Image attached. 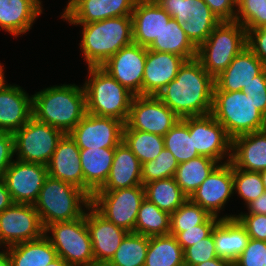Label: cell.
<instances>
[{"instance_id": "obj_58", "label": "cell", "mask_w": 266, "mask_h": 266, "mask_svg": "<svg viewBox=\"0 0 266 266\" xmlns=\"http://www.w3.org/2000/svg\"><path fill=\"white\" fill-rule=\"evenodd\" d=\"M4 66L0 63V88L6 83L5 76H4Z\"/></svg>"}, {"instance_id": "obj_39", "label": "cell", "mask_w": 266, "mask_h": 266, "mask_svg": "<svg viewBox=\"0 0 266 266\" xmlns=\"http://www.w3.org/2000/svg\"><path fill=\"white\" fill-rule=\"evenodd\" d=\"M163 138L164 147L174 155L179 164L200 156L194 147L193 135H190L188 125L181 118Z\"/></svg>"}, {"instance_id": "obj_33", "label": "cell", "mask_w": 266, "mask_h": 266, "mask_svg": "<svg viewBox=\"0 0 266 266\" xmlns=\"http://www.w3.org/2000/svg\"><path fill=\"white\" fill-rule=\"evenodd\" d=\"M218 164L216 160L206 156H198L180 163L174 175L175 181L190 197Z\"/></svg>"}, {"instance_id": "obj_51", "label": "cell", "mask_w": 266, "mask_h": 266, "mask_svg": "<svg viewBox=\"0 0 266 266\" xmlns=\"http://www.w3.org/2000/svg\"><path fill=\"white\" fill-rule=\"evenodd\" d=\"M14 135L0 132V178H3L6 169L14 161Z\"/></svg>"}, {"instance_id": "obj_60", "label": "cell", "mask_w": 266, "mask_h": 266, "mask_svg": "<svg viewBox=\"0 0 266 266\" xmlns=\"http://www.w3.org/2000/svg\"><path fill=\"white\" fill-rule=\"evenodd\" d=\"M179 266H191V265L186 264V263H183V264H181V265H179Z\"/></svg>"}, {"instance_id": "obj_19", "label": "cell", "mask_w": 266, "mask_h": 266, "mask_svg": "<svg viewBox=\"0 0 266 266\" xmlns=\"http://www.w3.org/2000/svg\"><path fill=\"white\" fill-rule=\"evenodd\" d=\"M86 225L95 265H106L129 232L105 219L91 205L86 209Z\"/></svg>"}, {"instance_id": "obj_9", "label": "cell", "mask_w": 266, "mask_h": 266, "mask_svg": "<svg viewBox=\"0 0 266 266\" xmlns=\"http://www.w3.org/2000/svg\"><path fill=\"white\" fill-rule=\"evenodd\" d=\"M144 198V185L110 191H96L91 196V206L116 226L135 233L138 211Z\"/></svg>"}, {"instance_id": "obj_20", "label": "cell", "mask_w": 266, "mask_h": 266, "mask_svg": "<svg viewBox=\"0 0 266 266\" xmlns=\"http://www.w3.org/2000/svg\"><path fill=\"white\" fill-rule=\"evenodd\" d=\"M33 116L32 95L19 85L0 88V132L14 134Z\"/></svg>"}, {"instance_id": "obj_45", "label": "cell", "mask_w": 266, "mask_h": 266, "mask_svg": "<svg viewBox=\"0 0 266 266\" xmlns=\"http://www.w3.org/2000/svg\"><path fill=\"white\" fill-rule=\"evenodd\" d=\"M215 241L212 233L195 245L189 246L184 250V263L195 266L207 260L217 258Z\"/></svg>"}, {"instance_id": "obj_11", "label": "cell", "mask_w": 266, "mask_h": 266, "mask_svg": "<svg viewBox=\"0 0 266 266\" xmlns=\"http://www.w3.org/2000/svg\"><path fill=\"white\" fill-rule=\"evenodd\" d=\"M181 119L188 125L194 147L200 156L209 157L219 164L230 161L232 139L211 114Z\"/></svg>"}, {"instance_id": "obj_17", "label": "cell", "mask_w": 266, "mask_h": 266, "mask_svg": "<svg viewBox=\"0 0 266 266\" xmlns=\"http://www.w3.org/2000/svg\"><path fill=\"white\" fill-rule=\"evenodd\" d=\"M147 48L132 43L121 48L101 67L135 96L142 95Z\"/></svg>"}, {"instance_id": "obj_41", "label": "cell", "mask_w": 266, "mask_h": 266, "mask_svg": "<svg viewBox=\"0 0 266 266\" xmlns=\"http://www.w3.org/2000/svg\"><path fill=\"white\" fill-rule=\"evenodd\" d=\"M233 186L234 193L243 199L246 206L266 191L260 172L242 170L234 166Z\"/></svg>"}, {"instance_id": "obj_47", "label": "cell", "mask_w": 266, "mask_h": 266, "mask_svg": "<svg viewBox=\"0 0 266 266\" xmlns=\"http://www.w3.org/2000/svg\"><path fill=\"white\" fill-rule=\"evenodd\" d=\"M266 260V241L249 239L241 255L234 261L237 266H264Z\"/></svg>"}, {"instance_id": "obj_31", "label": "cell", "mask_w": 266, "mask_h": 266, "mask_svg": "<svg viewBox=\"0 0 266 266\" xmlns=\"http://www.w3.org/2000/svg\"><path fill=\"white\" fill-rule=\"evenodd\" d=\"M158 52L172 53L186 60L196 58L197 47L190 41L181 24L174 18L165 23L160 35L147 48Z\"/></svg>"}, {"instance_id": "obj_55", "label": "cell", "mask_w": 266, "mask_h": 266, "mask_svg": "<svg viewBox=\"0 0 266 266\" xmlns=\"http://www.w3.org/2000/svg\"><path fill=\"white\" fill-rule=\"evenodd\" d=\"M234 262L224 258H214L212 260H207L195 266H231Z\"/></svg>"}, {"instance_id": "obj_53", "label": "cell", "mask_w": 266, "mask_h": 266, "mask_svg": "<svg viewBox=\"0 0 266 266\" xmlns=\"http://www.w3.org/2000/svg\"><path fill=\"white\" fill-rule=\"evenodd\" d=\"M246 207L248 212H241L240 214L266 215V191L256 200H253L251 203H249Z\"/></svg>"}, {"instance_id": "obj_48", "label": "cell", "mask_w": 266, "mask_h": 266, "mask_svg": "<svg viewBox=\"0 0 266 266\" xmlns=\"http://www.w3.org/2000/svg\"><path fill=\"white\" fill-rule=\"evenodd\" d=\"M256 108L266 116V68L242 88Z\"/></svg>"}, {"instance_id": "obj_16", "label": "cell", "mask_w": 266, "mask_h": 266, "mask_svg": "<svg viewBox=\"0 0 266 266\" xmlns=\"http://www.w3.org/2000/svg\"><path fill=\"white\" fill-rule=\"evenodd\" d=\"M233 194V165L229 161L218 164L189 199L210 215L219 217Z\"/></svg>"}, {"instance_id": "obj_18", "label": "cell", "mask_w": 266, "mask_h": 266, "mask_svg": "<svg viewBox=\"0 0 266 266\" xmlns=\"http://www.w3.org/2000/svg\"><path fill=\"white\" fill-rule=\"evenodd\" d=\"M137 0H68L61 18L69 24H87L112 17L131 16Z\"/></svg>"}, {"instance_id": "obj_52", "label": "cell", "mask_w": 266, "mask_h": 266, "mask_svg": "<svg viewBox=\"0 0 266 266\" xmlns=\"http://www.w3.org/2000/svg\"><path fill=\"white\" fill-rule=\"evenodd\" d=\"M221 21H235L237 0H204Z\"/></svg>"}, {"instance_id": "obj_25", "label": "cell", "mask_w": 266, "mask_h": 266, "mask_svg": "<svg viewBox=\"0 0 266 266\" xmlns=\"http://www.w3.org/2000/svg\"><path fill=\"white\" fill-rule=\"evenodd\" d=\"M230 163L242 170H266V129L232 139Z\"/></svg>"}, {"instance_id": "obj_40", "label": "cell", "mask_w": 266, "mask_h": 266, "mask_svg": "<svg viewBox=\"0 0 266 266\" xmlns=\"http://www.w3.org/2000/svg\"><path fill=\"white\" fill-rule=\"evenodd\" d=\"M210 214L189 198L173 213L170 214V235L183 232V228H197Z\"/></svg>"}, {"instance_id": "obj_37", "label": "cell", "mask_w": 266, "mask_h": 266, "mask_svg": "<svg viewBox=\"0 0 266 266\" xmlns=\"http://www.w3.org/2000/svg\"><path fill=\"white\" fill-rule=\"evenodd\" d=\"M149 237L129 232L115 251L107 266H144Z\"/></svg>"}, {"instance_id": "obj_46", "label": "cell", "mask_w": 266, "mask_h": 266, "mask_svg": "<svg viewBox=\"0 0 266 266\" xmlns=\"http://www.w3.org/2000/svg\"><path fill=\"white\" fill-rule=\"evenodd\" d=\"M156 4L164 9L171 18L180 24L191 19L192 13L197 10V0H154Z\"/></svg>"}, {"instance_id": "obj_26", "label": "cell", "mask_w": 266, "mask_h": 266, "mask_svg": "<svg viewBox=\"0 0 266 266\" xmlns=\"http://www.w3.org/2000/svg\"><path fill=\"white\" fill-rule=\"evenodd\" d=\"M42 0H0V29L19 37L43 13Z\"/></svg>"}, {"instance_id": "obj_43", "label": "cell", "mask_w": 266, "mask_h": 266, "mask_svg": "<svg viewBox=\"0 0 266 266\" xmlns=\"http://www.w3.org/2000/svg\"><path fill=\"white\" fill-rule=\"evenodd\" d=\"M235 21L246 30L266 26V0H237Z\"/></svg>"}, {"instance_id": "obj_12", "label": "cell", "mask_w": 266, "mask_h": 266, "mask_svg": "<svg viewBox=\"0 0 266 266\" xmlns=\"http://www.w3.org/2000/svg\"><path fill=\"white\" fill-rule=\"evenodd\" d=\"M44 230L34 205L13 203L0 213V248L39 239Z\"/></svg>"}, {"instance_id": "obj_21", "label": "cell", "mask_w": 266, "mask_h": 266, "mask_svg": "<svg viewBox=\"0 0 266 266\" xmlns=\"http://www.w3.org/2000/svg\"><path fill=\"white\" fill-rule=\"evenodd\" d=\"M185 61L184 57L172 53L147 49L142 95L157 96L168 83L175 79Z\"/></svg>"}, {"instance_id": "obj_30", "label": "cell", "mask_w": 266, "mask_h": 266, "mask_svg": "<svg viewBox=\"0 0 266 266\" xmlns=\"http://www.w3.org/2000/svg\"><path fill=\"white\" fill-rule=\"evenodd\" d=\"M3 251L12 266H47L58 257L45 234L39 239L12 245Z\"/></svg>"}, {"instance_id": "obj_34", "label": "cell", "mask_w": 266, "mask_h": 266, "mask_svg": "<svg viewBox=\"0 0 266 266\" xmlns=\"http://www.w3.org/2000/svg\"><path fill=\"white\" fill-rule=\"evenodd\" d=\"M184 263V250L172 235L149 237L144 266H179Z\"/></svg>"}, {"instance_id": "obj_8", "label": "cell", "mask_w": 266, "mask_h": 266, "mask_svg": "<svg viewBox=\"0 0 266 266\" xmlns=\"http://www.w3.org/2000/svg\"><path fill=\"white\" fill-rule=\"evenodd\" d=\"M44 233L57 255L70 266L95 265L92 242L86 225V211L78 219L48 225Z\"/></svg>"}, {"instance_id": "obj_29", "label": "cell", "mask_w": 266, "mask_h": 266, "mask_svg": "<svg viewBox=\"0 0 266 266\" xmlns=\"http://www.w3.org/2000/svg\"><path fill=\"white\" fill-rule=\"evenodd\" d=\"M216 254L220 258L235 261L250 239L245 227L234 218H220L213 228Z\"/></svg>"}, {"instance_id": "obj_5", "label": "cell", "mask_w": 266, "mask_h": 266, "mask_svg": "<svg viewBox=\"0 0 266 266\" xmlns=\"http://www.w3.org/2000/svg\"><path fill=\"white\" fill-rule=\"evenodd\" d=\"M91 205V198L80 188L48 176L34 204L44 229L55 222L78 219Z\"/></svg>"}, {"instance_id": "obj_27", "label": "cell", "mask_w": 266, "mask_h": 266, "mask_svg": "<svg viewBox=\"0 0 266 266\" xmlns=\"http://www.w3.org/2000/svg\"><path fill=\"white\" fill-rule=\"evenodd\" d=\"M142 164L122 141L115 147L113 163L107 181L97 191H110L143 185Z\"/></svg>"}, {"instance_id": "obj_59", "label": "cell", "mask_w": 266, "mask_h": 266, "mask_svg": "<svg viewBox=\"0 0 266 266\" xmlns=\"http://www.w3.org/2000/svg\"><path fill=\"white\" fill-rule=\"evenodd\" d=\"M260 175H261V178H262L263 186H264V188L266 190V170L260 171Z\"/></svg>"}, {"instance_id": "obj_54", "label": "cell", "mask_w": 266, "mask_h": 266, "mask_svg": "<svg viewBox=\"0 0 266 266\" xmlns=\"http://www.w3.org/2000/svg\"><path fill=\"white\" fill-rule=\"evenodd\" d=\"M13 204L10 193L7 189L5 181L0 178V213Z\"/></svg>"}, {"instance_id": "obj_1", "label": "cell", "mask_w": 266, "mask_h": 266, "mask_svg": "<svg viewBox=\"0 0 266 266\" xmlns=\"http://www.w3.org/2000/svg\"><path fill=\"white\" fill-rule=\"evenodd\" d=\"M214 78L196 59L186 60L157 95L179 118L211 114Z\"/></svg>"}, {"instance_id": "obj_24", "label": "cell", "mask_w": 266, "mask_h": 266, "mask_svg": "<svg viewBox=\"0 0 266 266\" xmlns=\"http://www.w3.org/2000/svg\"><path fill=\"white\" fill-rule=\"evenodd\" d=\"M133 43L148 48L171 16L154 0H137L132 12Z\"/></svg>"}, {"instance_id": "obj_22", "label": "cell", "mask_w": 266, "mask_h": 266, "mask_svg": "<svg viewBox=\"0 0 266 266\" xmlns=\"http://www.w3.org/2000/svg\"><path fill=\"white\" fill-rule=\"evenodd\" d=\"M48 176L74 185L84 191L80 148L69 134H64L47 165Z\"/></svg>"}, {"instance_id": "obj_36", "label": "cell", "mask_w": 266, "mask_h": 266, "mask_svg": "<svg viewBox=\"0 0 266 266\" xmlns=\"http://www.w3.org/2000/svg\"><path fill=\"white\" fill-rule=\"evenodd\" d=\"M135 233L146 237L170 234V214L144 198L136 219Z\"/></svg>"}, {"instance_id": "obj_57", "label": "cell", "mask_w": 266, "mask_h": 266, "mask_svg": "<svg viewBox=\"0 0 266 266\" xmlns=\"http://www.w3.org/2000/svg\"><path fill=\"white\" fill-rule=\"evenodd\" d=\"M47 266H70L63 258L59 256Z\"/></svg>"}, {"instance_id": "obj_28", "label": "cell", "mask_w": 266, "mask_h": 266, "mask_svg": "<svg viewBox=\"0 0 266 266\" xmlns=\"http://www.w3.org/2000/svg\"><path fill=\"white\" fill-rule=\"evenodd\" d=\"M115 148L80 149L84 176V192L91 196L107 181L113 163Z\"/></svg>"}, {"instance_id": "obj_38", "label": "cell", "mask_w": 266, "mask_h": 266, "mask_svg": "<svg viewBox=\"0 0 266 266\" xmlns=\"http://www.w3.org/2000/svg\"><path fill=\"white\" fill-rule=\"evenodd\" d=\"M221 20L211 11L204 0H197V10L191 19L181 24L190 41L198 47L204 43Z\"/></svg>"}, {"instance_id": "obj_56", "label": "cell", "mask_w": 266, "mask_h": 266, "mask_svg": "<svg viewBox=\"0 0 266 266\" xmlns=\"http://www.w3.org/2000/svg\"><path fill=\"white\" fill-rule=\"evenodd\" d=\"M0 266H12L9 257L3 250L0 251Z\"/></svg>"}, {"instance_id": "obj_6", "label": "cell", "mask_w": 266, "mask_h": 266, "mask_svg": "<svg viewBox=\"0 0 266 266\" xmlns=\"http://www.w3.org/2000/svg\"><path fill=\"white\" fill-rule=\"evenodd\" d=\"M211 115L231 139L266 129V116L243 91H213Z\"/></svg>"}, {"instance_id": "obj_49", "label": "cell", "mask_w": 266, "mask_h": 266, "mask_svg": "<svg viewBox=\"0 0 266 266\" xmlns=\"http://www.w3.org/2000/svg\"><path fill=\"white\" fill-rule=\"evenodd\" d=\"M235 217L245 227L251 239L266 241V215L238 214Z\"/></svg>"}, {"instance_id": "obj_15", "label": "cell", "mask_w": 266, "mask_h": 266, "mask_svg": "<svg viewBox=\"0 0 266 266\" xmlns=\"http://www.w3.org/2000/svg\"><path fill=\"white\" fill-rule=\"evenodd\" d=\"M123 127L118 119L86 113L68 134L80 149L115 148L123 140Z\"/></svg>"}, {"instance_id": "obj_4", "label": "cell", "mask_w": 266, "mask_h": 266, "mask_svg": "<svg viewBox=\"0 0 266 266\" xmlns=\"http://www.w3.org/2000/svg\"><path fill=\"white\" fill-rule=\"evenodd\" d=\"M87 70L88 78L83 84L87 113L115 118L126 124L135 95L101 66H91Z\"/></svg>"}, {"instance_id": "obj_32", "label": "cell", "mask_w": 266, "mask_h": 266, "mask_svg": "<svg viewBox=\"0 0 266 266\" xmlns=\"http://www.w3.org/2000/svg\"><path fill=\"white\" fill-rule=\"evenodd\" d=\"M145 198L169 214L176 211L189 197L175 178H164L144 184Z\"/></svg>"}, {"instance_id": "obj_23", "label": "cell", "mask_w": 266, "mask_h": 266, "mask_svg": "<svg viewBox=\"0 0 266 266\" xmlns=\"http://www.w3.org/2000/svg\"><path fill=\"white\" fill-rule=\"evenodd\" d=\"M266 65L246 46L229 66L214 78L213 91H242Z\"/></svg>"}, {"instance_id": "obj_35", "label": "cell", "mask_w": 266, "mask_h": 266, "mask_svg": "<svg viewBox=\"0 0 266 266\" xmlns=\"http://www.w3.org/2000/svg\"><path fill=\"white\" fill-rule=\"evenodd\" d=\"M122 141L135 154L141 164L154 160L164 148L163 136L133 130L127 124H124L123 127Z\"/></svg>"}, {"instance_id": "obj_7", "label": "cell", "mask_w": 266, "mask_h": 266, "mask_svg": "<svg viewBox=\"0 0 266 266\" xmlns=\"http://www.w3.org/2000/svg\"><path fill=\"white\" fill-rule=\"evenodd\" d=\"M246 47V29L236 21H221L197 47L196 59L213 78Z\"/></svg>"}, {"instance_id": "obj_10", "label": "cell", "mask_w": 266, "mask_h": 266, "mask_svg": "<svg viewBox=\"0 0 266 266\" xmlns=\"http://www.w3.org/2000/svg\"><path fill=\"white\" fill-rule=\"evenodd\" d=\"M13 135L16 159L47 166L64 133L32 116Z\"/></svg>"}, {"instance_id": "obj_50", "label": "cell", "mask_w": 266, "mask_h": 266, "mask_svg": "<svg viewBox=\"0 0 266 266\" xmlns=\"http://www.w3.org/2000/svg\"><path fill=\"white\" fill-rule=\"evenodd\" d=\"M246 46L266 65V26L246 30Z\"/></svg>"}, {"instance_id": "obj_13", "label": "cell", "mask_w": 266, "mask_h": 266, "mask_svg": "<svg viewBox=\"0 0 266 266\" xmlns=\"http://www.w3.org/2000/svg\"><path fill=\"white\" fill-rule=\"evenodd\" d=\"M180 118L157 96H134L126 124L140 130L164 136Z\"/></svg>"}, {"instance_id": "obj_2", "label": "cell", "mask_w": 266, "mask_h": 266, "mask_svg": "<svg viewBox=\"0 0 266 266\" xmlns=\"http://www.w3.org/2000/svg\"><path fill=\"white\" fill-rule=\"evenodd\" d=\"M79 86L61 84L36 92L33 117L68 134L87 113L85 91Z\"/></svg>"}, {"instance_id": "obj_14", "label": "cell", "mask_w": 266, "mask_h": 266, "mask_svg": "<svg viewBox=\"0 0 266 266\" xmlns=\"http://www.w3.org/2000/svg\"><path fill=\"white\" fill-rule=\"evenodd\" d=\"M47 177L46 165L14 159L3 179L13 203L34 205Z\"/></svg>"}, {"instance_id": "obj_44", "label": "cell", "mask_w": 266, "mask_h": 266, "mask_svg": "<svg viewBox=\"0 0 266 266\" xmlns=\"http://www.w3.org/2000/svg\"><path fill=\"white\" fill-rule=\"evenodd\" d=\"M236 215L227 214L223 217L210 215L202 224L197 225V228H183V232L177 233L174 237L182 249L185 250L187 247L195 245L198 241L208 237L220 218H234Z\"/></svg>"}, {"instance_id": "obj_3", "label": "cell", "mask_w": 266, "mask_h": 266, "mask_svg": "<svg viewBox=\"0 0 266 266\" xmlns=\"http://www.w3.org/2000/svg\"><path fill=\"white\" fill-rule=\"evenodd\" d=\"M70 25L82 27L79 46L88 67L101 66L121 48L133 43L132 16Z\"/></svg>"}, {"instance_id": "obj_42", "label": "cell", "mask_w": 266, "mask_h": 266, "mask_svg": "<svg viewBox=\"0 0 266 266\" xmlns=\"http://www.w3.org/2000/svg\"><path fill=\"white\" fill-rule=\"evenodd\" d=\"M179 166L174 155L165 147L154 159L142 164V183H149L164 178H172Z\"/></svg>"}]
</instances>
